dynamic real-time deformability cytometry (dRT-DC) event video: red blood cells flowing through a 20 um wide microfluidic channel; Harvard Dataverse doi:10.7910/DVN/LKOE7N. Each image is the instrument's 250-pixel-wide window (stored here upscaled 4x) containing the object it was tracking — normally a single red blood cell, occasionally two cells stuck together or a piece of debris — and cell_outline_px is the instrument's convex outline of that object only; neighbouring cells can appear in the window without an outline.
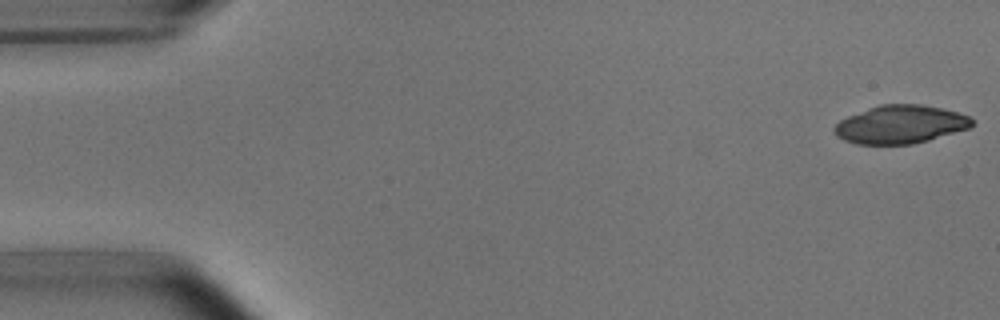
{"species": "common noctule bat (a hibernating species)", "species_latin": "Nyctalus noctula", "temperature_condition": "room temperature", "stored_images_in_passage": 6, "camera_frame_rate_fps": 3000, "um_per_image_px": 0.085, "animal": {"sex": "male", "body_mass_g": 15.6}, "frame": {"image": 1, "passage_image": 1, "time_ms": 0.0, "image_size_px": [1000, 320], "cell_outline_px": [[976, 124], [968, 128], [928, 140], [912, 144], [856, 144], [844, 140], [836, 136], [832, 128], [840, 120], [848, 116], [868, 108], [880, 104], [920, 104], [940, 108], [972, 116]], "centroid_in_image_um": [76.53, 10.57], "position_along_channel_um": 8.5, "area_um2": 30.69}}